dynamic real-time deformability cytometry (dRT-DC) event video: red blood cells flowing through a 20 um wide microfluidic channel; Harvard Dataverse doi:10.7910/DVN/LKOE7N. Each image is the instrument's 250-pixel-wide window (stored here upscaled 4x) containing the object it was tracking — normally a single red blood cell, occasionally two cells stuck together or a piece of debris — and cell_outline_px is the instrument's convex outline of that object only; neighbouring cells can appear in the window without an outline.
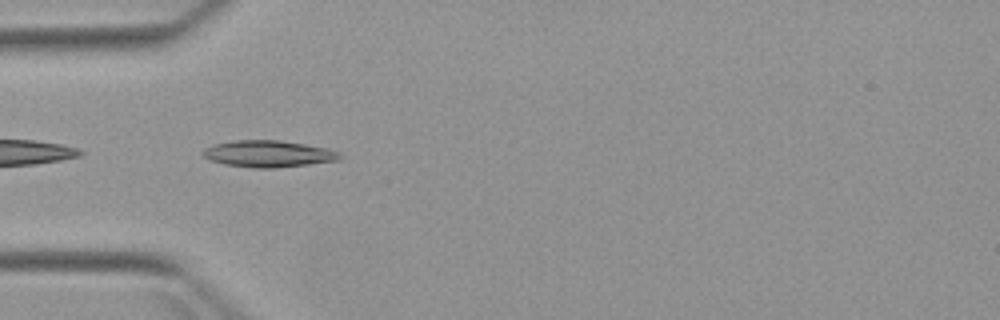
{"species": "Egyptian fruit bat (a non-hibernating species)", "species_latin": "Rousettus aegyptiacus", "temperature_condition": "warm", "stored_images_in_passage": 5, "camera_frame_rate_fps": 3000, "um_per_image_px": 0.085, "animal": {"sex": "female"}, "frame": {"image": 1, "passage_image": 4, "time_ms": 3.667, "image_size_px": [1000, 320], "cell_outline_px": [[340, 160], [276, 168], [252, 168], [224, 164], [212, 160], [204, 156], [200, 152], [204, 148], [216, 144], [232, 140], [280, 140], [328, 148], [336, 152], [340, 156]], "centroid_in_image_um": [22.78, 13.07], "position_along_channel_um": 62.2, "area_um2": 21.15}}
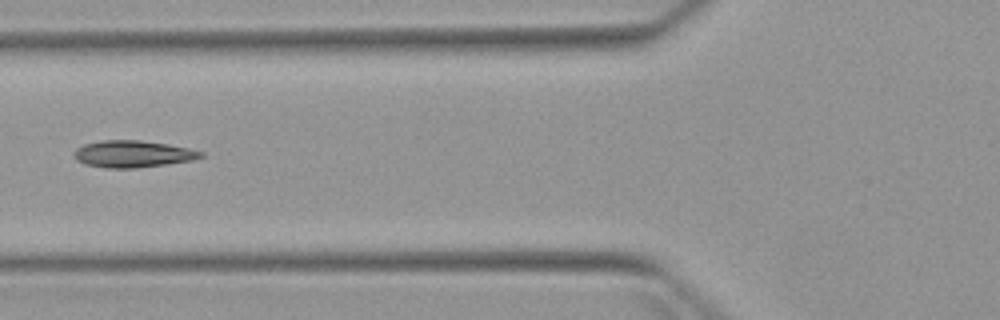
{"frame": {"image": 2, "passage_image": 5, "time_ms": 5.0, "image_size_px": [1000, 320], "cell_outline_px": [[204, 156], [192, 160], [136, 168], [104, 168], [84, 164], [76, 160], [72, 156], [72, 152], [76, 148], [84, 144], [100, 140], [140, 140], [168, 144], [188, 148], [204, 152]], "centroid_in_image_um": [11.23, 13.08], "position_along_channel_um": 114.6, "area_um2": 20.0}}